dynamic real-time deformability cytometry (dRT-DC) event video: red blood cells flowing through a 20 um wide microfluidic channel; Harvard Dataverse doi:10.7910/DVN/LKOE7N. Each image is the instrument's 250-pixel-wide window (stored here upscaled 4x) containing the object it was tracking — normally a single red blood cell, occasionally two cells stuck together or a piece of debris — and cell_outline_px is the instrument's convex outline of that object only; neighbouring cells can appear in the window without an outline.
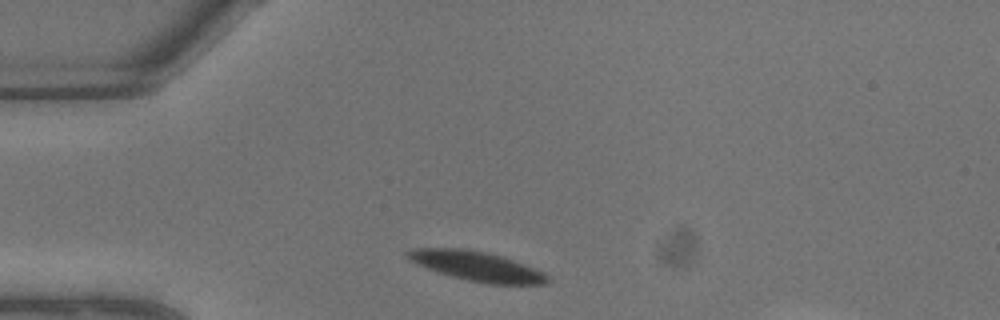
{"species": "common noctule bat (a hibernating species)", "species_latin": "Nyctalus noctula", "temperature_condition": "warm", "stored_images_in_passage": 2, "camera_frame_rate_fps": 3000, "um_per_image_px": 0.085, "animal": {"sex": "male", "body_mass_g": 13.3}, "frame": {"image": 1, "passage_image": 1, "time_ms": 0.0, "image_size_px": [1000, 320], "cell_outline_px": [[552, 280], [544, 284], [488, 284], [468, 280], [452, 276], [428, 268], [412, 260], [404, 252], [416, 248], [464, 248], [488, 252], [504, 256], [544, 272]], "centroid_in_image_um": [40.61, 22.62], "position_along_channel_um": 44.4, "area_um2": 23.93}}